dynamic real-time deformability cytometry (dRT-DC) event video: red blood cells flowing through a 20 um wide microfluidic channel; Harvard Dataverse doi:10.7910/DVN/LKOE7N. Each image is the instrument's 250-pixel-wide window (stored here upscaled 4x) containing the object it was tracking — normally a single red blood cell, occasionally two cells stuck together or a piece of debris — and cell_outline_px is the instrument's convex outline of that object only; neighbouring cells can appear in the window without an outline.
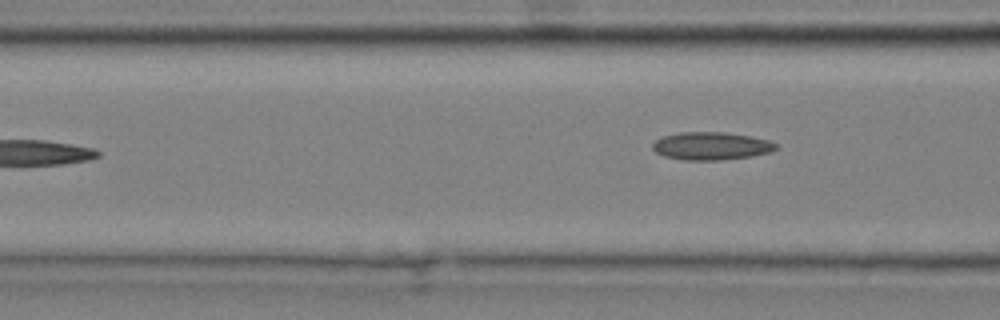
{"species": "common noctule bat (a hibernating species)", "species_latin": "Nyctalus noctula", "temperature_condition": "cold", "stored_images_in_passage": 7, "camera_frame_rate_fps": 3000, "um_per_image_px": 0.085, "animal": {"sex": "male", "body_mass_g": 20.4}, "frame": {"image": 1, "passage_image": 7, "time_ms": 2.0, "image_size_px": [1000, 320], "cell_outline_px": [[776, 148], [772, 152], [752, 156], [720, 160], [684, 160], [664, 156], [656, 152], [652, 148], [652, 144], [656, 140], [664, 136], [680, 132], [724, 132], [748, 136], [768, 140], [776, 144]], "centroid_in_image_um": [60.44, 12.41], "position_along_channel_um": 106.2, "area_um2": 19.88}}